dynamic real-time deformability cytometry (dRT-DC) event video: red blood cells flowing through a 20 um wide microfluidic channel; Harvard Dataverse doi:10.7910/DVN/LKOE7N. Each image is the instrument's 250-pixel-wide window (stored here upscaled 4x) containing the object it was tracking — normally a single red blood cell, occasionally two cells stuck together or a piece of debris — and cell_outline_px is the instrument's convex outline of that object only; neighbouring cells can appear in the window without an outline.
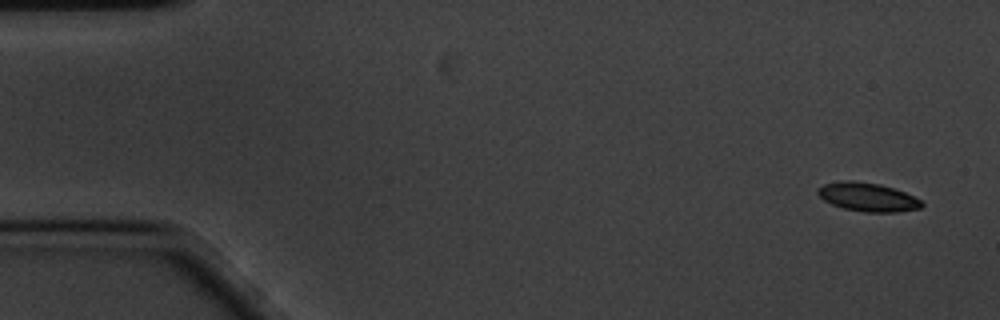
{"species": "common noctule bat (a hibernating species)", "species_latin": "Nyctalus noctula", "temperature_condition": "cold", "stored_images_in_passage": 15, "camera_frame_rate_fps": 3000, "um_per_image_px": 0.085, "animal": {"sex": "male", "body_mass_g": 20.1, "forearm_length_mm": 53.5}, "frame": {"image": 1, "passage_image": 1, "time_ms": 0.0, "image_size_px": [1000, 320], "cell_outline_px": [[924, 204], [920, 208], [896, 212], [864, 212], [844, 208], [832, 204], [824, 200], [816, 192], [816, 188], [824, 184], [840, 180], [852, 180], [880, 184], [904, 192], [920, 200]], "centroid_in_image_um": [73.71, 16.74], "position_along_channel_um": 11.3, "area_um2": 17.28}}